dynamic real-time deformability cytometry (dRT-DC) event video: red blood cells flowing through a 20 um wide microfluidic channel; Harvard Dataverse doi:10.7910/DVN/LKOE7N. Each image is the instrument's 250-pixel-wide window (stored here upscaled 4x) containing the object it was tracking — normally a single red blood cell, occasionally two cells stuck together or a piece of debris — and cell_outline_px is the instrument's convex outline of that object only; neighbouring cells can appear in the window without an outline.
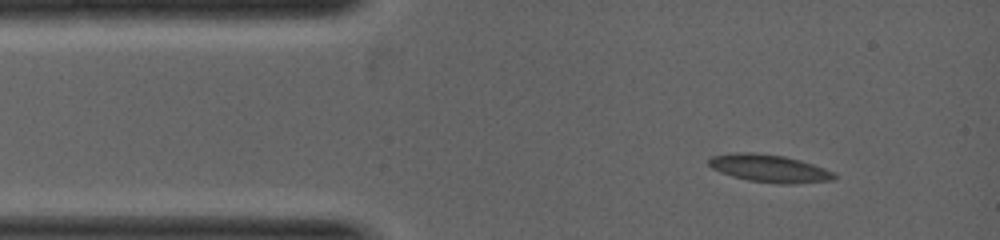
{"species": "common noctule bat (a hibernating species)", "species_latin": "Nyctalus noctula", "temperature_condition": "warm", "stored_images_in_passage": 3, "camera_frame_rate_fps": 5000, "um_per_image_px": 0.085, "animal": {"sex": "female", "body_mass_g": 19.0, "forearm_length_mm": 53.3}, "frame": {"image": 1, "passage_image": 1, "time_ms": 0.0, "image_size_px": [1000, 240], "cell_outline_px": [[836, 176], [832, 180], [748, 180], [732, 176], [712, 168], [708, 164], [708, 160], [712, 156], [732, 152], [756, 152], [784, 156], [800, 160], [824, 168], [832, 172]], "centroid_in_image_um": [65.24, 14.22], "position_along_channel_um": 19.8, "area_um2": 18.73}}
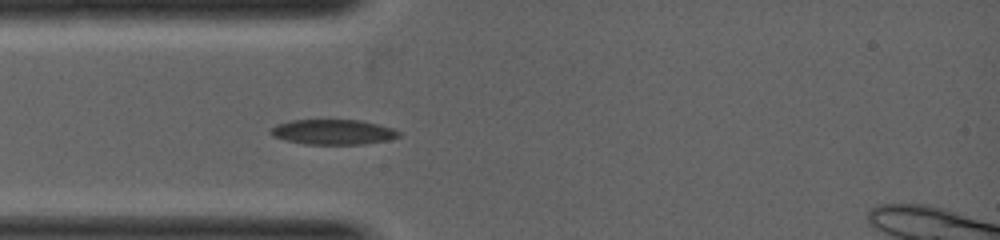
{"frame": {"image": 2, "passage_image": 3, "time_ms": 1.0, "image_size_px": [1000, 240], "cell_outline_px": [[400, 136], [388, 140], [364, 144], [308, 144], [288, 140], [272, 136], [268, 132], [276, 124], [292, 120], [360, 120], [392, 128], [400, 132]], "centroid_in_image_um": [28.31, 11.22], "position_along_channel_um": 56.7, "area_um2": 18.55}}